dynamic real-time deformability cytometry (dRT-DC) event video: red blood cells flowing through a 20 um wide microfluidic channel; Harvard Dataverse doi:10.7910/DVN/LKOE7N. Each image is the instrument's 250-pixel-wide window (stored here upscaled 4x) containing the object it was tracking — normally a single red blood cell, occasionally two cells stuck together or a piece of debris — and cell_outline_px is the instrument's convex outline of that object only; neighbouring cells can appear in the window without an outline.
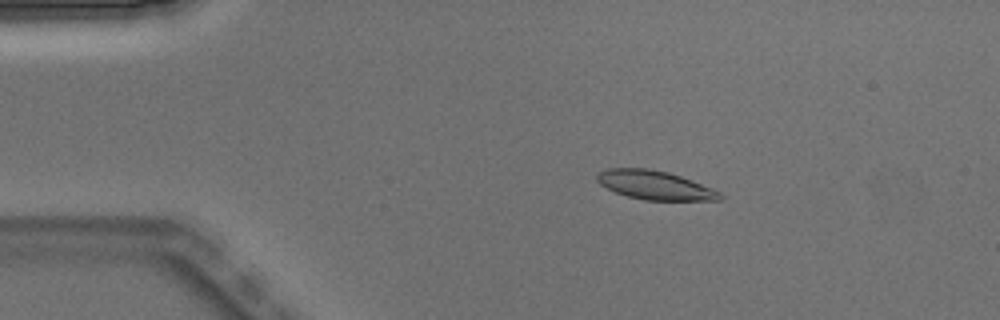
{"species": "Egyptian fruit bat (a non-hibernating species)", "species_latin": "Rousettus aegyptiacus", "temperature_condition": "warm", "stored_images_in_passage": 2, "camera_frame_rate_fps": 3000, "um_per_image_px": 0.085, "animal": {"sex": "male"}, "frame": {"image": 1, "passage_image": 1, "time_ms": 0.0, "image_size_px": [1000, 320], "cell_outline_px": [[724, 196], [720, 200], [644, 200], [628, 196], [616, 192], [600, 184], [596, 180], [596, 172], [608, 168], [648, 168], [668, 172], [680, 176], [712, 188], [720, 192]], "centroid_in_image_um": [55.64, 15.73], "position_along_channel_um": 29.4, "area_um2": 20.63}}